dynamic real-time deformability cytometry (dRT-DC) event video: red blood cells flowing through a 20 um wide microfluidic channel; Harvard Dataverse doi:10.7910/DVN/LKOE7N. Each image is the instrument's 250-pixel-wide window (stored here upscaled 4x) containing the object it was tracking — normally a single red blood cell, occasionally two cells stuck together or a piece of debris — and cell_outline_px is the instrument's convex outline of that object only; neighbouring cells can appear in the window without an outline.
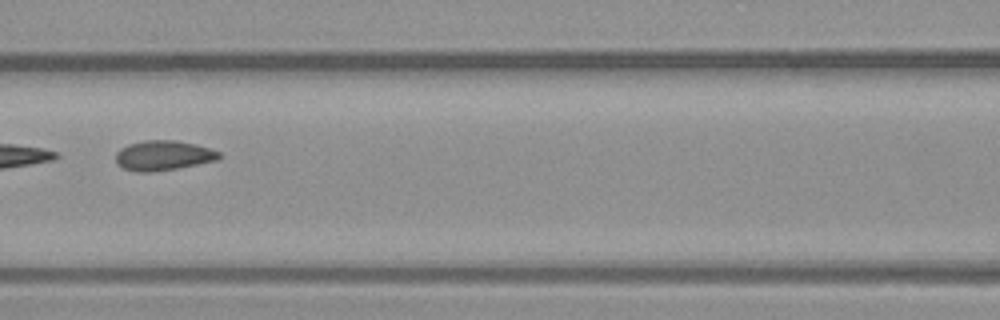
{"species": "common noctule bat (a hibernating species)", "species_latin": "Nyctalus noctula", "temperature_condition": "warm", "stored_images_in_passage": 8, "camera_frame_rate_fps": 3000, "um_per_image_px": 0.085, "animal": {"sex": "male", "body_mass_g": 23.1, "forearm_length_mm": 52.7}, "frame": {"image": 1, "passage_image": 6, "time_ms": 1.667, "image_size_px": [1000, 320], "cell_outline_px": [[224, 156], [216, 160], [176, 168], [152, 172], [136, 172], [124, 168], [116, 164], [116, 152], [120, 148], [128, 144], [144, 140], [176, 140], [196, 144], [220, 152]], "centroid_in_image_um": [13.86, 13.21], "position_along_channel_um": 152.7, "area_um2": 18.03}}
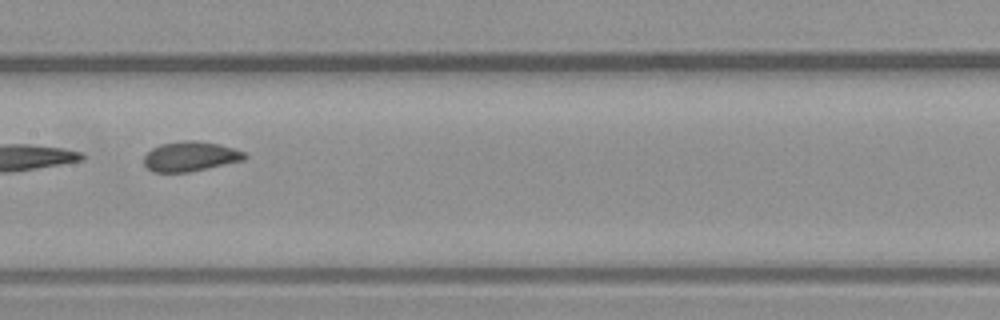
{"frame": {"image": 2, "passage_image": 7, "time_ms": 2.0, "image_size_px": [1000, 320], "cell_outline_px": [[248, 156], [244, 160], [188, 172], [152, 172], [144, 164], [144, 156], [152, 148], [160, 144], [184, 140], [196, 140], [220, 144], [244, 152]], "centroid_in_image_um": [16.17, 13.29], "position_along_channel_um": 191.2, "area_um2": 17.46}}
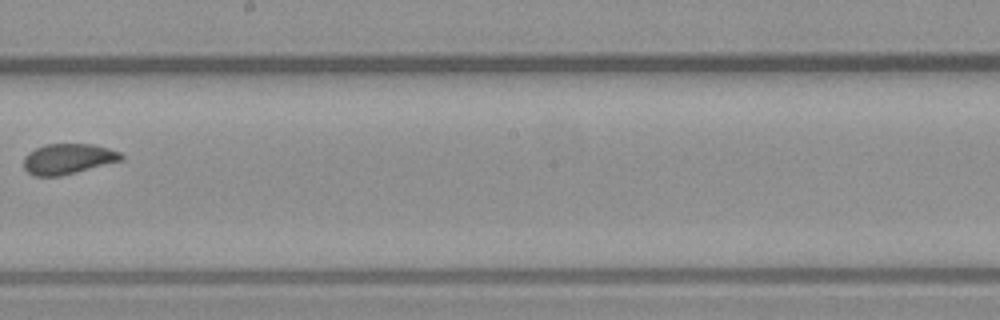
{"frame": {"image": 3, "passage_image": 8, "time_ms": 2.333, "image_size_px": [1000, 320], "cell_outline_px": [[124, 160], [60, 176], [36, 176], [28, 172], [24, 168], [24, 156], [28, 152], [44, 144], [92, 144], [108, 148], [120, 152], [124, 156]], "centroid_in_image_um": [5.79, 13.5], "position_along_channel_um": 242.4, "area_um2": 17.34}}